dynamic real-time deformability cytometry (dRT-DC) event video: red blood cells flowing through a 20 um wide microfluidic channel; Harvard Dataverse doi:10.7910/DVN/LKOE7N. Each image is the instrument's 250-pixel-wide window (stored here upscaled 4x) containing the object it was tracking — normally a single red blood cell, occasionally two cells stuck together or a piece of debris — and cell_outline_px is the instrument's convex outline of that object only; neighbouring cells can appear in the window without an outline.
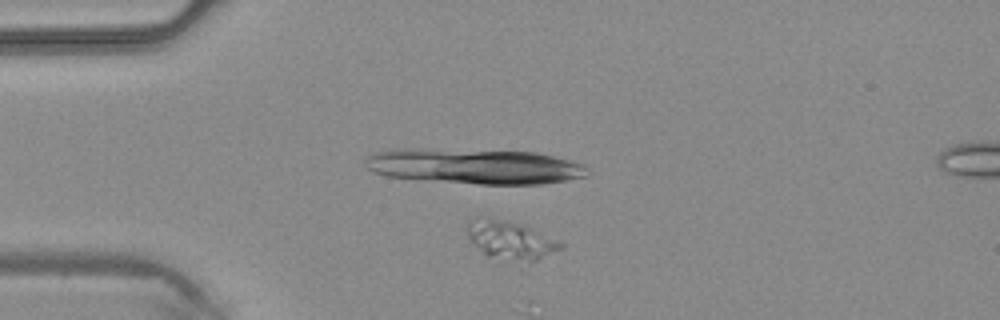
{"species": "common noctule bat (a hibernating species)", "species_latin": "Nyctalus noctula", "temperature_condition": "warm", "stored_images_in_passage": 4, "camera_frame_rate_fps": 3000, "um_per_image_px": 0.085, "animal": {"sex": "male", "body_mass_g": 20.4}, "frame": {"image": 1, "passage_image": 2, "time_ms": 0.333, "image_size_px": [1000, 320], "cell_outline_px": [[564, 244], [560, 248], [524, 272], [484, 256], [468, 236], [468, 220], [476, 216], [520, 224]], "centroid_in_image_um": [43.4, 20.62], "position_along_channel_um": 41.6, "area_um2": 22.54}}